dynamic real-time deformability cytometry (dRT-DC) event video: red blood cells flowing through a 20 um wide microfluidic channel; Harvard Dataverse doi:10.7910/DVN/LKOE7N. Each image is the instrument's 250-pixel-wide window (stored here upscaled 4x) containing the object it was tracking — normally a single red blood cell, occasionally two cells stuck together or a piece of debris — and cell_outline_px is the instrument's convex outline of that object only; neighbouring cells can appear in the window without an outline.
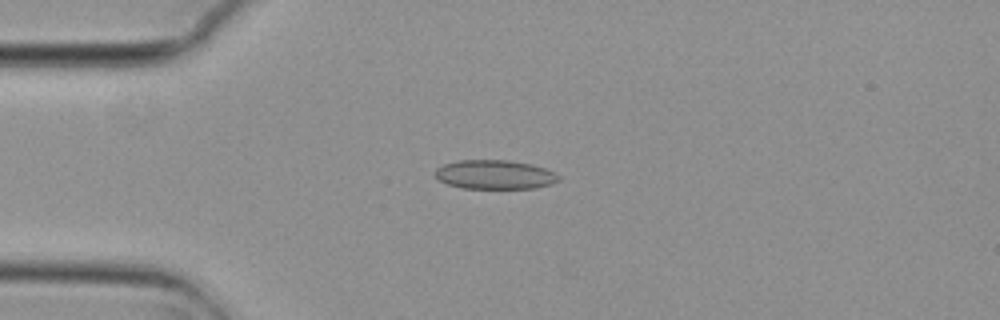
{"species": "common noctule bat (a hibernating species)", "species_latin": "Nyctalus noctula", "temperature_condition": "cold", "stored_images_in_passage": 6, "camera_frame_rate_fps": 3000, "um_per_image_px": 0.085, "animal": {"sex": "female", "body_mass_g": 29.2, "forearm_length_mm": 56.3}, "frame": {"image": 1, "passage_image": 2, "time_ms": 0.333, "image_size_px": [1000, 320], "cell_outline_px": [[560, 180], [552, 184], [536, 188], [464, 188], [448, 184], [440, 180], [436, 176], [436, 168], [444, 164], [460, 160], [508, 160], [532, 164], [544, 168], [560, 176]], "centroid_in_image_um": [42.09, 14.84], "position_along_channel_um": 42.9, "area_um2": 20.81}}
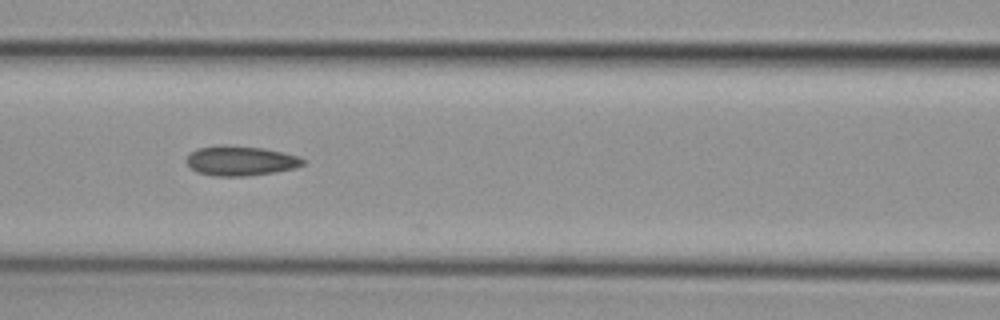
{"frame": {"image": 2, "passage_image": 5, "time_ms": 1.333, "image_size_px": [1000, 320], "cell_outline_px": [[304, 164], [296, 168], [276, 172], [248, 176], [212, 176], [196, 172], [188, 164], [188, 156], [196, 148], [264, 148], [296, 156], [304, 160]], "centroid_in_image_um": [20.49, 13.73], "position_along_channel_um": 146.1, "area_um2": 19.19}}
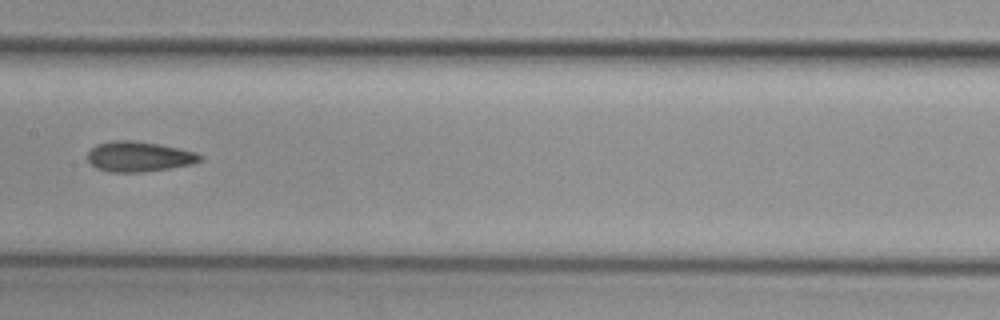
{"frame": {"image": 3, "passage_image": 6, "time_ms": 1.667, "image_size_px": [1000, 320], "cell_outline_px": [[204, 160], [192, 164], [144, 172], [108, 172], [96, 168], [88, 160], [88, 152], [96, 144], [112, 140], [132, 140], [160, 144], [180, 148], [196, 152]], "centroid_in_image_um": [11.81, 13.3], "position_along_channel_um": 195.6, "area_um2": 19.88}}